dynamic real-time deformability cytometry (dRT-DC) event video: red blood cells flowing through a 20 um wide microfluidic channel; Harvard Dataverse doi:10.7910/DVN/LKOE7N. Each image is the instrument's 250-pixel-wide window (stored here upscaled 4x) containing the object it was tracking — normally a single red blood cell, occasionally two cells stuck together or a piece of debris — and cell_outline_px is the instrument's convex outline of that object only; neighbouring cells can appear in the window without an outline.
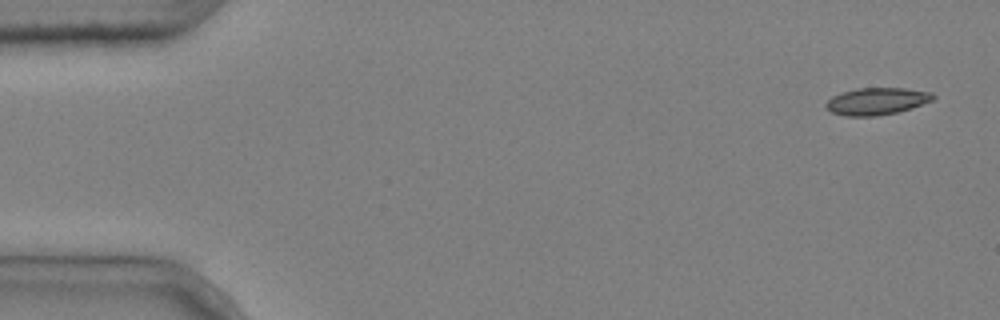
{"species": "common noctule bat (a hibernating species)", "species_latin": "Nyctalus noctula", "temperature_condition": "cold", "stored_images_in_passage": 6, "camera_frame_rate_fps": 3000, "um_per_image_px": 0.085, "animal": {"sex": "male", "body_mass_g": 20.4}, "frame": {"image": 1, "passage_image": 1, "time_ms": 0.0, "image_size_px": [1000, 320], "cell_outline_px": [[936, 96], [932, 100], [912, 108], [896, 112], [876, 116], [844, 116], [832, 112], [824, 104], [832, 96], [856, 88], [904, 88], [932, 92]], "centroid_in_image_um": [74.53, 8.6], "position_along_channel_um": 10.5, "area_um2": 16.82}}
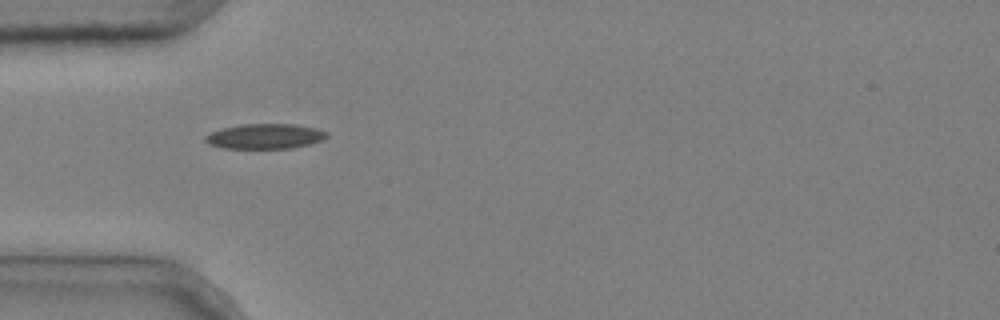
{"frame": {"image": 2, "passage_image": 5, "time_ms": 1.333, "image_size_px": [1000, 320], "cell_outline_px": [[328, 136], [324, 140], [312, 144], [292, 148], [220, 148], [208, 144], [204, 140], [204, 136], [212, 132], [224, 128], [240, 124], [296, 124], [316, 128], [328, 132]], "centroid_in_image_um": [22.56, 11.59], "position_along_channel_um": 62.4, "area_um2": 17.92}}